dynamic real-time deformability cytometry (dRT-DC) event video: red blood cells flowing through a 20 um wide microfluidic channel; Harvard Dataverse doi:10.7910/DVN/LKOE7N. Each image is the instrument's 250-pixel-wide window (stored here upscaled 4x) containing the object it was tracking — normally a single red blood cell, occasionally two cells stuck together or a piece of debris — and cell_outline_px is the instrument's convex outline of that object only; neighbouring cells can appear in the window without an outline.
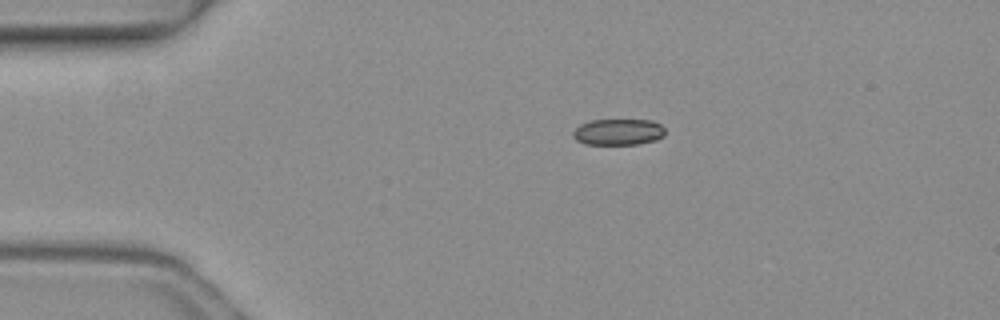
{"species": "common noctule bat (a hibernating species)", "species_latin": "Nyctalus noctula", "temperature_condition": "warm", "stored_images_in_passage": 3, "camera_frame_rate_fps": 3000, "um_per_image_px": 0.085, "animal": {"sex": "female", "body_mass_g": 19.3, "forearm_length_mm": 54.1}, "frame": {"image": 1, "passage_image": 1, "time_ms": 0.0, "image_size_px": [1000, 320], "cell_outline_px": [[664, 136], [656, 140], [636, 144], [584, 144], [576, 140], [572, 136], [572, 132], [580, 124], [592, 120], [652, 120], [660, 124], [664, 128]], "centroid_in_image_um": [52.54, 11.22], "position_along_channel_um": 32.5, "area_um2": 14.1}}